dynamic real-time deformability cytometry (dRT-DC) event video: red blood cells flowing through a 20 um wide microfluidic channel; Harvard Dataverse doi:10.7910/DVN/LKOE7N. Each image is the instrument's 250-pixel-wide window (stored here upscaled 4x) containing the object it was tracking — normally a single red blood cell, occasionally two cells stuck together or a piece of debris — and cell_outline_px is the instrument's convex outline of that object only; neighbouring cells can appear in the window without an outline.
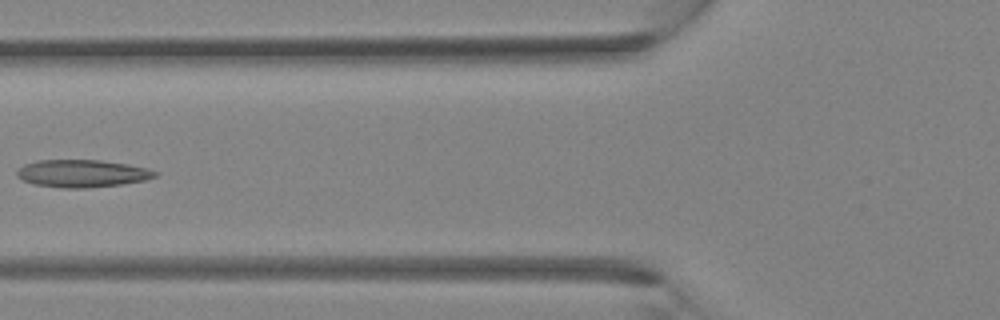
{"species": "Egyptian fruit bat (a non-hibernating species)", "species_latin": "Rousettus aegyptiacus", "temperature_condition": "room temperature", "stored_images_in_passage": 4, "camera_frame_rate_fps": 3000, "um_per_image_px": 0.085, "animal": {"sex": "female"}, "frame": {"image": 1, "passage_image": 4, "time_ms": 4.0, "image_size_px": [1000, 320], "cell_outline_px": [[160, 172], [156, 176], [148, 180], [120, 184], [88, 188], [64, 188], [32, 184], [16, 176], [16, 172], [24, 164], [40, 160], [100, 160], [128, 164], [148, 168]], "centroid_in_image_um": [7.02, 14.74], "position_along_channel_um": 118.8, "area_um2": 22.25}}